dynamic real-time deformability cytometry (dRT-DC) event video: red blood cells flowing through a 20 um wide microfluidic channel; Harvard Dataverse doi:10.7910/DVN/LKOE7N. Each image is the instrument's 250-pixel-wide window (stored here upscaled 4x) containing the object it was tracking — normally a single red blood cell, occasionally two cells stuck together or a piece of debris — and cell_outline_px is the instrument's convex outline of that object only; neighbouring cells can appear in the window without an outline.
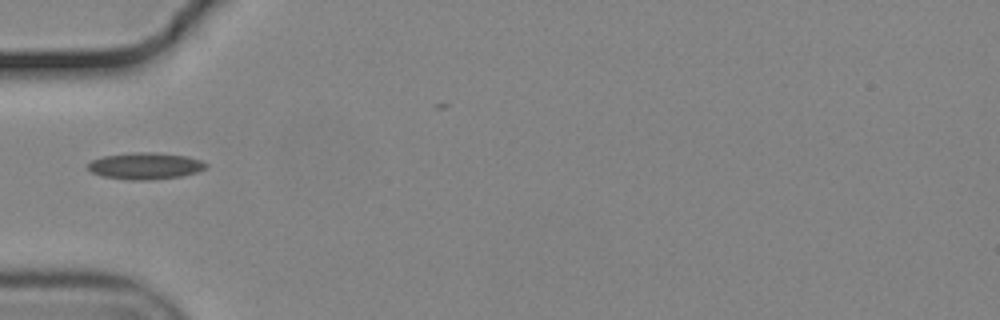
{"species": "common noctule bat (a hibernating species)", "species_latin": "Nyctalus noctula", "temperature_condition": "cold", "stored_images_in_passage": 27, "camera_frame_rate_fps": 3000, "um_per_image_px": 0.085, "animal": {"sex": "male", "body_mass_g": 19.2, "forearm_length_mm": 51.8}, "frame": {"image": 1, "passage_image": 1, "time_ms": 0.0, "image_size_px": [1000, 320], "cell_outline_px": [[208, 168], [196, 172], [180, 176], [148, 180], [128, 180], [100, 176], [92, 172], [88, 168], [88, 164], [92, 160], [104, 156], [132, 152], [152, 152], [184, 156], [200, 160], [208, 164]], "centroid_in_image_um": [12.33, 14.11], "position_along_channel_um": 72.7, "area_um2": 18.26}}
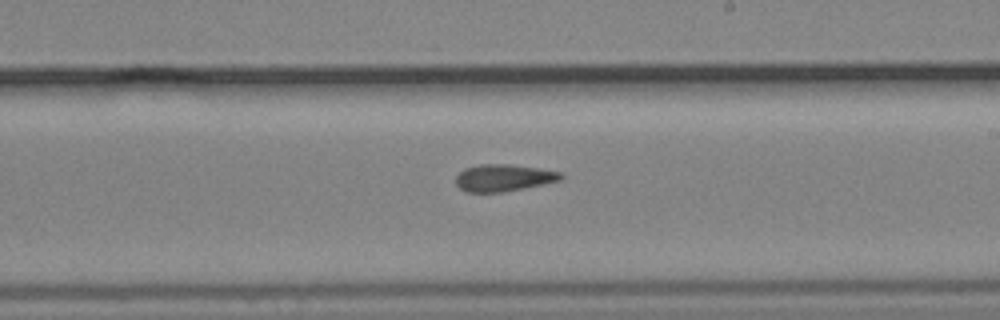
{"frame": {"image": 2, "passage_image": 15, "time_ms": 4.667, "image_size_px": [1000, 320], "cell_outline_px": [[564, 176], [560, 180], [504, 192], [468, 192], [460, 188], [456, 184], [456, 176], [464, 168], [480, 164], [512, 164], [560, 172]], "centroid_in_image_um": [42.77, 15.11], "position_along_channel_um": 246.2, "area_um2": 16.36}}
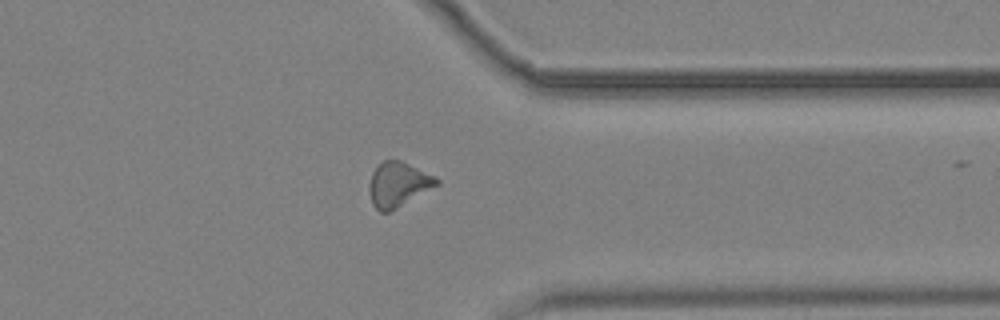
{"frame": {"image": 3, "passage_image": 26, "time_ms": 8.333, "image_size_px": [1000, 320], "cell_outline_px": [[440, 184], [396, 208], [388, 212], [380, 212], [372, 204], [368, 188], [368, 184], [372, 172], [384, 160], [400, 160], [436, 176], [440, 180]], "centroid_in_image_um": [33.84, 15.67], "position_along_channel_um": 377.6, "area_um2": 17.51}}